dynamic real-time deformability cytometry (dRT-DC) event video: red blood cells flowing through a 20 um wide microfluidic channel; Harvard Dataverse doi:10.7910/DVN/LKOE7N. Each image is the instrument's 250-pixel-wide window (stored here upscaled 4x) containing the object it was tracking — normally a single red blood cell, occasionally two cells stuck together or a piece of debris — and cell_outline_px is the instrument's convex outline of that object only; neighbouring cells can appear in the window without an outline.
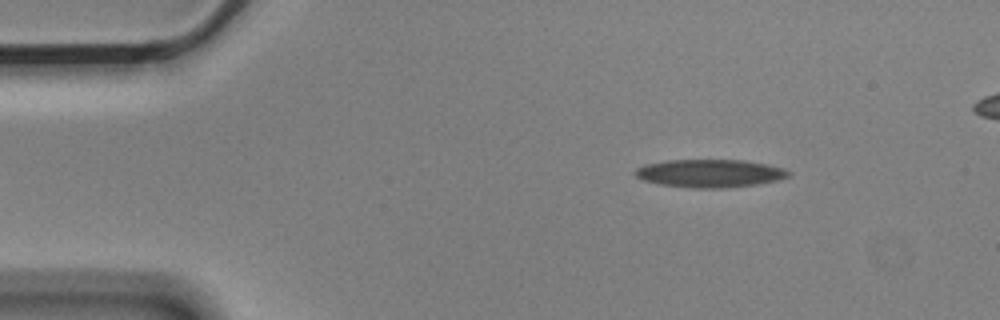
{"species": "Egyptian fruit bat (a non-hibernating species)", "species_latin": "Rousettus aegyptiacus", "temperature_condition": "cold", "stored_images_in_passage": 5, "camera_frame_rate_fps": 3000, "um_per_image_px": 0.085, "animal": {"sex": "male"}, "frame": {"image": 1, "passage_image": 5, "time_ms": 1.333, "image_size_px": [1000, 320], "cell_outline_px": [[792, 172], [788, 176], [776, 180], [756, 184], [724, 188], [696, 188], [660, 184], [640, 180], [632, 172], [636, 168], [644, 164], [664, 160], [744, 160], [768, 164], [784, 168]], "centroid_in_image_um": [60.29, 14.72], "position_along_channel_um": 24.7, "area_um2": 25.14}}